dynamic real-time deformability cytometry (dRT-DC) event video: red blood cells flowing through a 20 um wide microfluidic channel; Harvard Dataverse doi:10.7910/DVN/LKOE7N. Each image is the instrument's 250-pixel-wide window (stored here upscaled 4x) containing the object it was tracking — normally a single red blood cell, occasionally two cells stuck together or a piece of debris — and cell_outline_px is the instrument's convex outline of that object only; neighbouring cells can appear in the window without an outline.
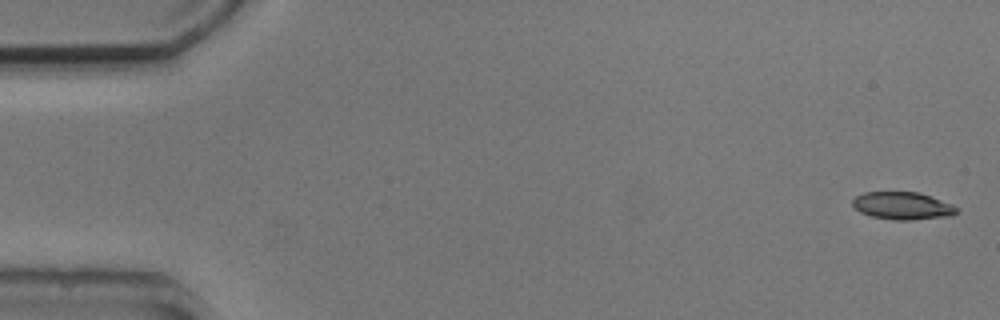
{"species": "common noctule bat (a hibernating species)", "species_latin": "Nyctalus noctula", "temperature_condition": "cold", "stored_images_in_passage": 6, "camera_frame_rate_fps": 3000, "um_per_image_px": 0.085, "animal": {"sex": "male", "body_mass_g": 20.5, "forearm_length_mm": 52.5}, "frame": {"image": 1, "passage_image": 1, "time_ms": 0.0, "image_size_px": [1000, 320], "cell_outline_px": [[960, 212], [952, 216], [908, 220], [896, 220], [872, 216], [860, 212], [852, 204], [852, 200], [856, 196], [864, 192], [920, 192], [952, 204], [960, 208]], "centroid_in_image_um": [76.77, 17.49], "position_along_channel_um": 8.2, "area_um2": 16.82}}
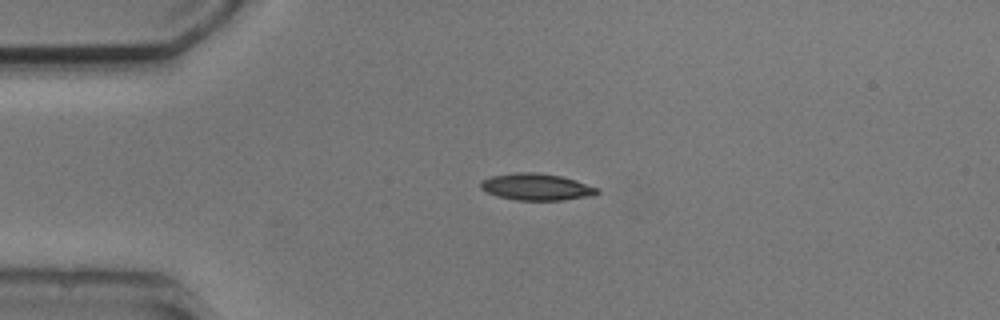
{"frame": {"image": 2, "passage_image": 4, "time_ms": 3.667, "image_size_px": [1000, 320], "cell_outline_px": [[600, 192], [592, 196], [564, 200], [516, 200], [496, 196], [480, 188], [480, 180], [492, 176], [516, 172], [532, 172], [560, 176], [576, 180], [596, 188]], "centroid_in_image_um": [45.57, 15.89], "position_along_channel_um": 39.4, "area_um2": 18.09}}